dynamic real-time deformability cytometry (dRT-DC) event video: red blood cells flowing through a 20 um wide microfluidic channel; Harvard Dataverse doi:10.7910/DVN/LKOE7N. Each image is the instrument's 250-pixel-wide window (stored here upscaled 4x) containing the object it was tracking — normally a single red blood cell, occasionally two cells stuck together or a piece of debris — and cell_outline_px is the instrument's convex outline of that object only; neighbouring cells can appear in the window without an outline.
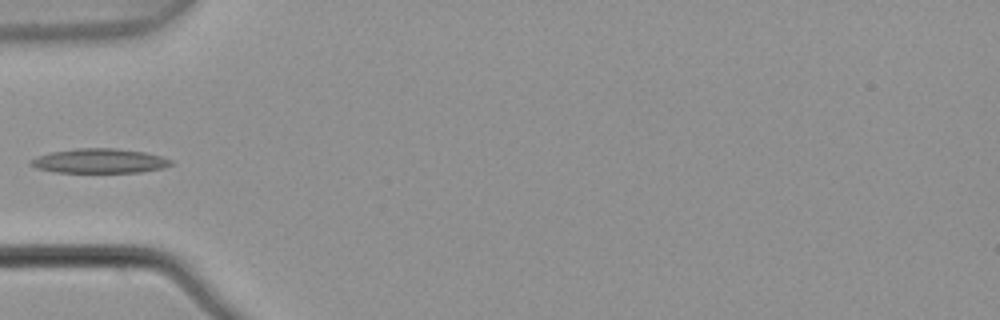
{"species": "common noctule bat (a hibernating species)", "species_latin": "Nyctalus noctula", "temperature_condition": "warm", "stored_images_in_passage": 5, "camera_frame_rate_fps": 3000, "um_per_image_px": 0.085, "animal": {"sex": "male", "body_mass_g": 21.5, "forearm_length_mm": 52.0}, "frame": {"image": 1, "passage_image": 5, "time_ms": 1.333, "image_size_px": [1000, 320], "cell_outline_px": [[172, 164], [164, 168], [140, 172], [56, 172], [36, 168], [28, 164], [28, 160], [36, 156], [48, 152], [76, 148], [116, 148], [144, 152], [160, 156], [172, 160]], "centroid_in_image_um": [8.4, 13.67], "position_along_channel_um": 76.6, "area_um2": 20.17}}